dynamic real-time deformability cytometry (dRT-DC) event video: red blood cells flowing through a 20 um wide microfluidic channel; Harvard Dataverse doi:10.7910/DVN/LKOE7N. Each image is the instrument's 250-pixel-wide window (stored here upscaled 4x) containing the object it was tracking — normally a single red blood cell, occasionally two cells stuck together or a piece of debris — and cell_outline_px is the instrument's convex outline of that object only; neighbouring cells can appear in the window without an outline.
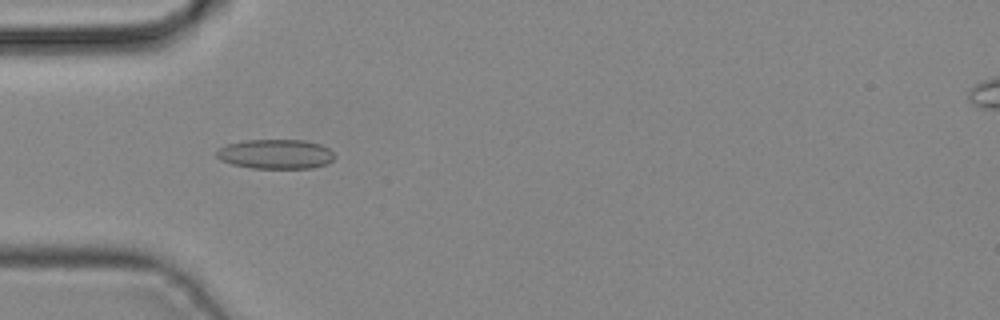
{"species": "common noctule bat (a hibernating species)", "species_latin": "Nyctalus noctula", "temperature_condition": "cold", "stored_images_in_passage": 44, "camera_frame_rate_fps": 3000, "um_per_image_px": 0.085, "animal": {"sex": "male", "body_mass_g": 19.2, "forearm_length_mm": 51.8}, "frame": {"image": 1, "passage_image": 14, "time_ms": 4.333, "image_size_px": [1000, 320], "cell_outline_px": [[336, 156], [328, 164], [312, 168], [252, 168], [232, 164], [220, 160], [216, 156], [216, 152], [220, 148], [228, 144], [244, 140], [304, 140], [320, 144], [328, 148]], "centroid_in_image_um": [23.45, 13.1], "position_along_channel_um": 61.6, "area_um2": 20.35}}
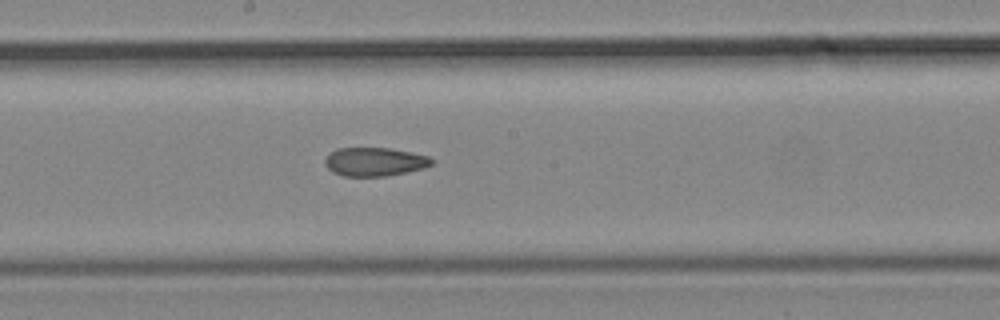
{"frame": {"image": 2, "passage_image": 24, "time_ms": 7.667, "image_size_px": [1000, 320], "cell_outline_px": [[432, 164], [424, 168], [388, 176], [344, 176], [332, 172], [324, 164], [324, 160], [336, 148], [388, 148], [428, 156], [432, 160]], "centroid_in_image_um": [31.82, 13.76], "position_along_channel_um": 216.4, "area_um2": 17.63}}
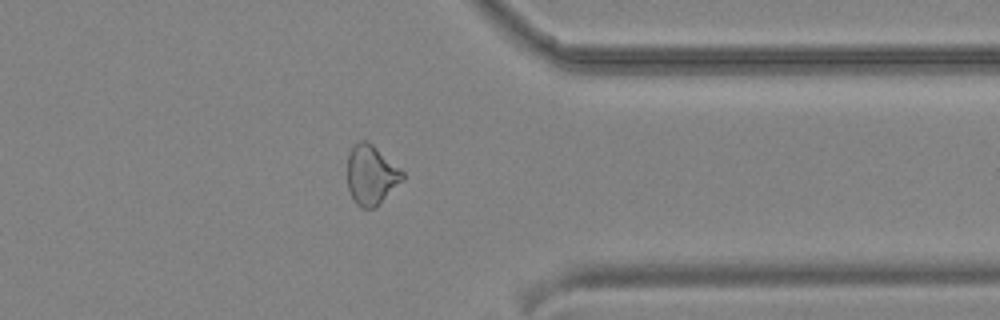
{"frame": {"image": 3, "passage_image": 35, "time_ms": 11.333, "image_size_px": [1000, 320], "cell_outline_px": [[404, 180], [372, 208], [360, 208], [356, 204], [348, 188], [348, 152], [352, 144], [360, 140], [368, 140], [400, 168], [404, 172]], "centroid_in_image_um": [31.54, 14.82], "position_along_channel_um": 379.9, "area_um2": 19.07}}